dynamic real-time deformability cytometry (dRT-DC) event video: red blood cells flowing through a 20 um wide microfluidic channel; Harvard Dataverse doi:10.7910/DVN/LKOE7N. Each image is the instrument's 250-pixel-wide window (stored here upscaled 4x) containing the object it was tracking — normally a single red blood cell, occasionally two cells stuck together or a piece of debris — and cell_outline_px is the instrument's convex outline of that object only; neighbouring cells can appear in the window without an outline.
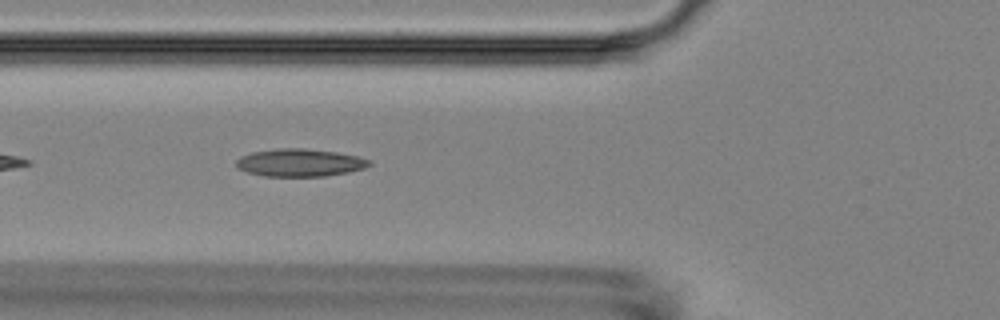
{"species": "Egyptian fruit bat (a non-hibernating species)", "species_latin": "Rousettus aegyptiacus", "temperature_condition": "room temperature", "stored_images_in_passage": 6, "camera_frame_rate_fps": 3000, "um_per_image_px": 0.085, "animal": {"sex": "female"}, "frame": {"image": 1, "passage_image": 5, "time_ms": 4.667, "image_size_px": [1000, 320], "cell_outline_px": [[372, 164], [364, 168], [348, 172], [324, 176], [264, 176], [248, 172], [236, 168], [236, 160], [240, 156], [252, 152], [280, 148], [300, 148], [336, 152], [356, 156], [372, 160]], "centroid_in_image_um": [25.47, 13.83], "position_along_channel_um": 100.3, "area_um2": 21.39}}
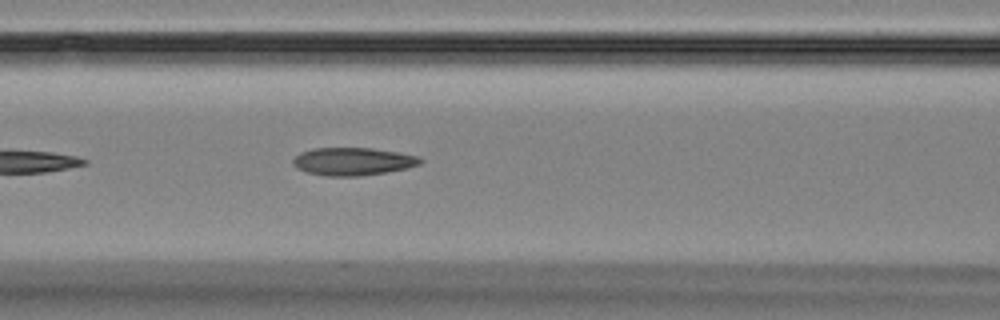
{"frame": {"image": 2, "passage_image": 6, "time_ms": 5.667, "image_size_px": [1000, 320], "cell_outline_px": [[424, 160], [420, 164], [404, 168], [384, 172], [360, 176], [324, 176], [308, 172], [296, 168], [292, 164], [292, 160], [300, 152], [312, 148], [372, 148], [400, 152], [416, 156]], "centroid_in_image_um": [29.95, 13.71], "position_along_channel_um": 136.6, "area_um2": 20.58}}